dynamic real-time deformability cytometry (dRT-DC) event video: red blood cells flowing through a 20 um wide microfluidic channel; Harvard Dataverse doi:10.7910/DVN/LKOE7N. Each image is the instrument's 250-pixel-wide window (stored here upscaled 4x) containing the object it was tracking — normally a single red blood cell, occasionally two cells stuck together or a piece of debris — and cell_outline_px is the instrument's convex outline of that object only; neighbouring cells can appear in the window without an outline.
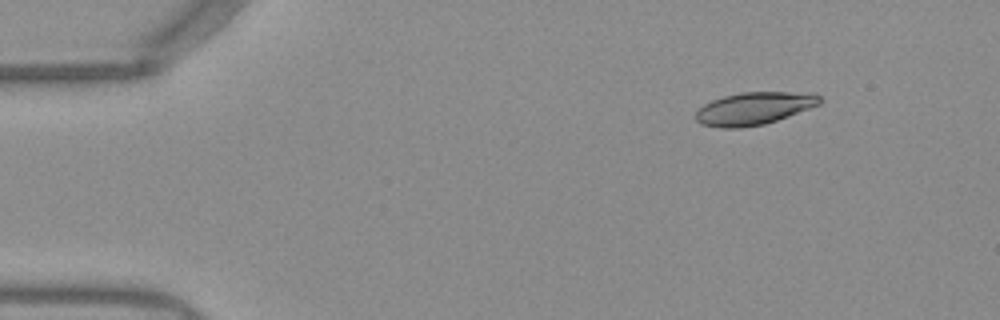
{"species": "Egyptian fruit bat (a non-hibernating species)", "species_latin": "Rousettus aegyptiacus", "temperature_condition": "warm", "stored_images_in_passage": 46, "camera_frame_rate_fps": 3000, "um_per_image_px": 0.085, "frame": {"image": 1, "passage_image": 1, "time_ms": 0.0, "image_size_px": [1000, 320], "cell_outline_px": [[824, 100], [820, 104], [788, 116], [764, 124], [740, 128], [720, 128], [700, 124], [696, 120], [696, 112], [704, 104], [712, 100], [724, 96], [740, 92], [816, 92]], "centroid_in_image_um": [64.12, 9.21], "position_along_channel_um": 20.9, "area_um2": 23.7}}
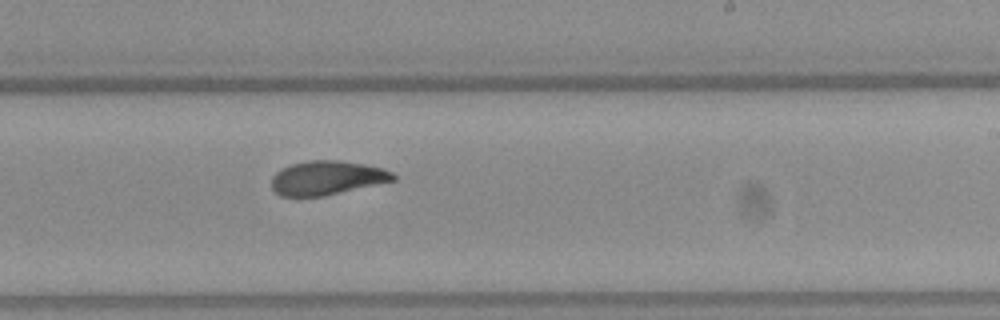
{"frame": {"image": 2, "passage_image": 26, "time_ms": 8.333, "image_size_px": [1000, 320], "cell_outline_px": [[396, 180], [324, 196], [280, 196], [272, 188], [272, 176], [276, 172], [292, 164], [308, 160], [340, 160], [364, 164], [384, 168], [392, 172], [396, 176]], "centroid_in_image_um": [27.81, 15.11], "position_along_channel_um": 261.2, "area_um2": 24.1}}
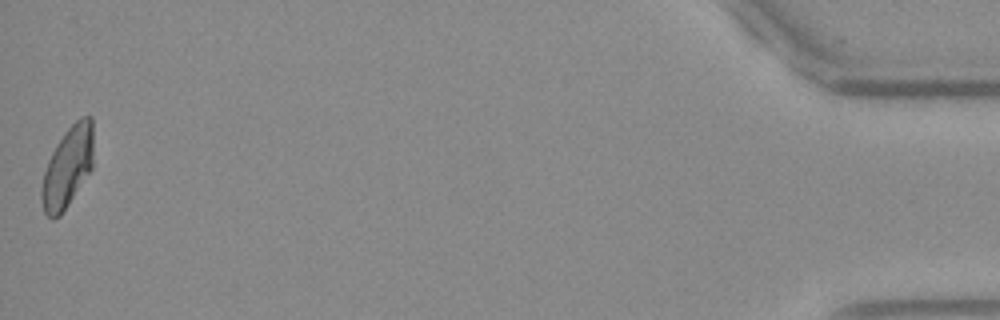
{"frame": {"image": 3, "passage_image": 46, "time_ms": 15.0, "image_size_px": [1000, 320], "cell_outline_px": [[92, 168], [60, 216], [52, 220], [44, 212], [40, 200], [40, 192], [44, 172], [48, 160], [56, 144], [64, 132], [80, 116], [92, 116]], "centroid_in_image_um": [5.72, 14.21], "position_along_channel_um": 429.5, "area_um2": 24.22}, "authors_computed_cell_mechanics": {"area_um2": 24.5072, "velocity_mm_per_s": 3.9378, "shape_relaxation_time_tau1_ms": 8.9814, "shape_relaxation_time_tau2_ms": 2.1671, "deformation_change_tau1": 0.2455, "deformation_change_tau2": 0.0798}}